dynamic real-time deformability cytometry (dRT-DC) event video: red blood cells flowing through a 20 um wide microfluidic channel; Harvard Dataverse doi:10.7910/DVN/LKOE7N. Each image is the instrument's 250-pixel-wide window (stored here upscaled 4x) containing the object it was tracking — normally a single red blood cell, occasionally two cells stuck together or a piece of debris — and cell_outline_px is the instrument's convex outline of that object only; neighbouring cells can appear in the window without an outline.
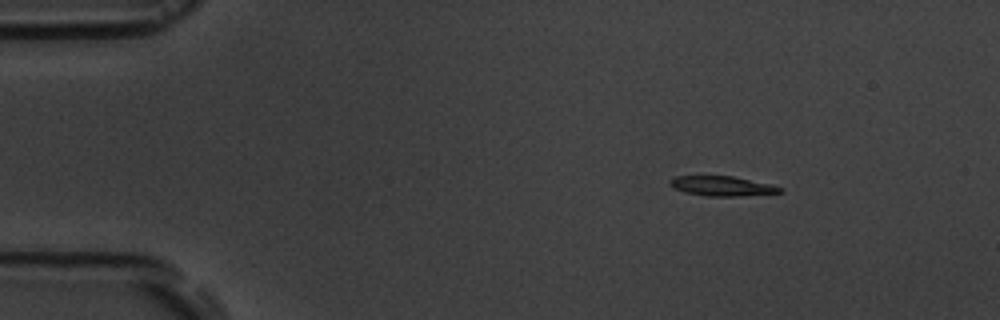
{"species": "common noctule bat (a hibernating species)", "species_latin": "Nyctalus noctula", "temperature_condition": "room temperature", "stored_images_in_passage": 7, "camera_frame_rate_fps": 3000, "um_per_image_px": 0.085, "animal": {"sex": "male", "body_mass_g": 19.5, "forearm_length_mm": 54.6}, "frame": {"image": 1, "passage_image": 3, "time_ms": 2.333, "image_size_px": [1000, 320], "cell_outline_px": [[784, 192], [740, 196], [708, 196], [684, 192], [668, 184], [668, 180], [676, 176], [732, 176], [772, 184], [784, 188]], "centroid_in_image_um": [61.41, 15.81], "position_along_channel_um": 23.6, "area_um2": 12.72}}
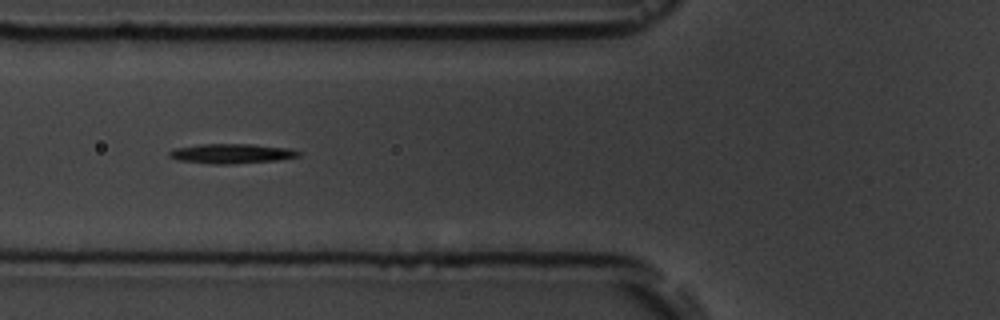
{"frame": {"image": 2, "passage_image": 7, "time_ms": 6.667, "image_size_px": [1000, 320], "cell_outline_px": [[300, 156], [276, 160], [232, 164], [212, 164], [176, 160], [168, 156], [168, 152], [172, 148], [200, 144], [252, 144], [288, 148], [300, 152]], "centroid_in_image_um": [19.6, 13.05], "position_along_channel_um": 106.2, "area_um2": 14.91}}